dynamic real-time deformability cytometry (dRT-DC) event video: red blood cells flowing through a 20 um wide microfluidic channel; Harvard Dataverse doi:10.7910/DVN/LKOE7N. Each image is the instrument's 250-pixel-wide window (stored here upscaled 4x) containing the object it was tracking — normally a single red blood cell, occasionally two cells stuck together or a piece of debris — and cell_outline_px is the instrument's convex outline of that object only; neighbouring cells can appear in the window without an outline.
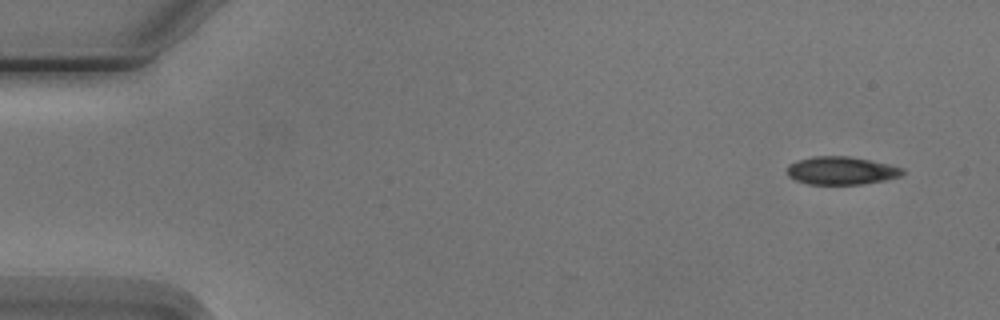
{"species": "Egyptian fruit bat (a non-hibernating species)", "species_latin": "Rousettus aegyptiacus", "temperature_condition": "cold", "stored_images_in_passage": 5, "camera_frame_rate_fps": 3000, "um_per_image_px": 0.085, "animal": {"sex": "male"}, "frame": {"image": 1, "passage_image": 1, "time_ms": 0.0, "image_size_px": [1000, 320], "cell_outline_px": [[904, 172], [900, 176], [884, 180], [860, 184], [808, 184], [796, 180], [788, 176], [788, 164], [796, 160], [812, 156], [848, 156], [888, 164], [904, 168]], "centroid_in_image_um": [71.48, 14.49], "position_along_channel_um": 13.5, "area_um2": 18.73}}
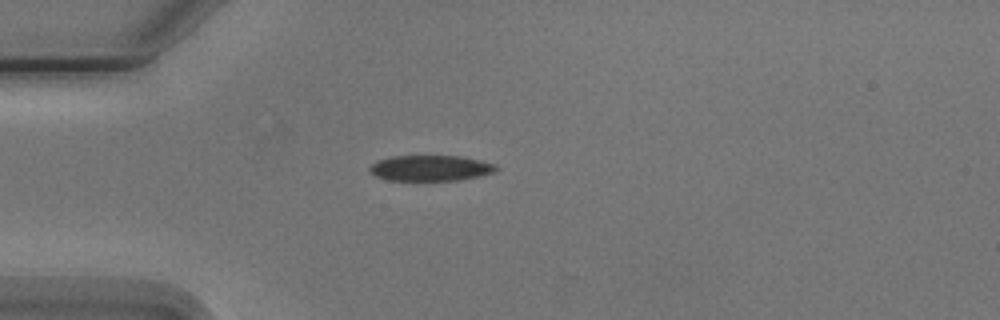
{"frame": {"image": 2, "passage_image": 4, "time_ms": 3.667, "image_size_px": [1000, 320], "cell_outline_px": [[500, 168], [496, 172], [480, 176], [456, 180], [388, 180], [376, 176], [368, 172], [368, 168], [376, 160], [392, 156], [460, 156], [480, 160], [496, 164]], "centroid_in_image_um": [36.6, 14.28], "position_along_channel_um": 48.4, "area_um2": 19.07}}